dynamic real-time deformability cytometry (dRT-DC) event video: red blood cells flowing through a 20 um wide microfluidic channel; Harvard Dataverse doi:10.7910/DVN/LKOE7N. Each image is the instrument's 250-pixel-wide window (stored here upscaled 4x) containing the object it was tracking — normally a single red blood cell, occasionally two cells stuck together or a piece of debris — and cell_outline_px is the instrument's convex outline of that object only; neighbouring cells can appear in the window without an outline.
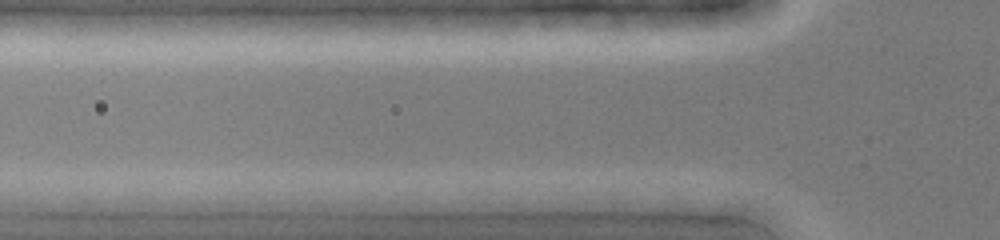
{"species": "common noctule bat (a hibernating species)", "species_latin": "Nyctalus noctula", "temperature_condition": "cold", "stored_images_in_passage": 2, "camera_frame_rate_fps": 3000, "um_per_image_px": 0.085, "animal": {"sex": "female", "body_mass_g": 19.0, "forearm_length_mm": 51.5}, "frame": {"image": 1, "passage_image": 2, "time_ms": 0.333, "image_size_px": [1000, 240], "cell_outline_px": [[596, 200], [592, 212], [536, 212], [484, 200], [500, 192], [564, 192]], "centroid_in_image_um": [46.31, 17.14], "position_along_channel_um": 79.5, "area_um2": 12.37}}